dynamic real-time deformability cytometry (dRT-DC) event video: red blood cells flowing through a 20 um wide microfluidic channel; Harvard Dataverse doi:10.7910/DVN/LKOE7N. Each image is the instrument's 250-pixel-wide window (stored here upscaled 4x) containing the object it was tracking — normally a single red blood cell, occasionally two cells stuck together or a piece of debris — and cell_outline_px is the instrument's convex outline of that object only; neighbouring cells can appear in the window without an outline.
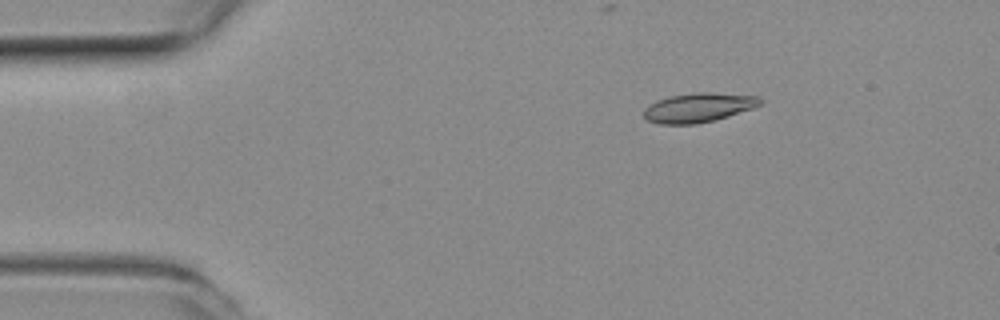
{"species": "common noctule bat (a hibernating species)", "species_latin": "Nyctalus noctula", "temperature_condition": "room temperature", "stored_images_in_passage": 52, "camera_frame_rate_fps": 3000, "um_per_image_px": 0.085, "animal": {"sex": "female", "body_mass_g": 19.3, "forearm_length_mm": 54.1}, "frame": {"image": 1, "passage_image": 8, "time_ms": 2.333, "image_size_px": [1000, 320], "cell_outline_px": [[764, 100], [760, 104], [752, 108], [728, 116], [696, 124], [656, 124], [648, 120], [644, 116], [644, 108], [648, 104], [656, 100], [672, 96], [692, 92], [708, 92], [760, 96]], "centroid_in_image_um": [59.35, 9.13], "position_along_channel_um": 25.7, "area_um2": 19.88}}
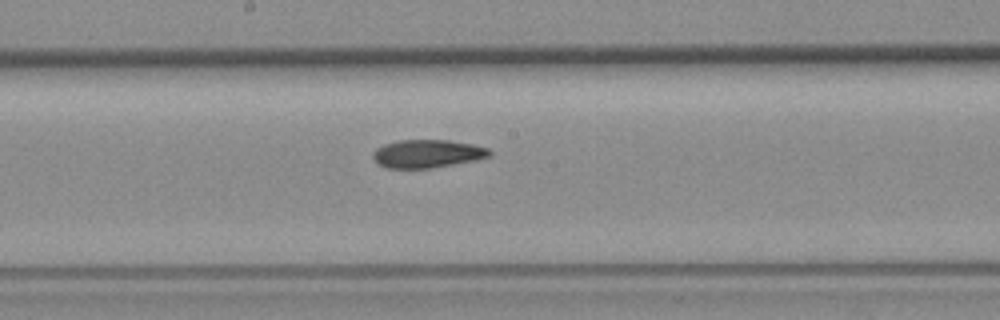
{"frame": {"image": 2, "passage_image": 27, "time_ms": 8.667, "image_size_px": [1000, 320], "cell_outline_px": [[492, 152], [488, 156], [472, 160], [452, 164], [428, 168], [384, 168], [376, 164], [372, 156], [372, 152], [376, 148], [384, 144], [400, 140], [448, 140], [472, 144], [488, 148]], "centroid_in_image_um": [36.24, 13.06], "position_along_channel_um": 212.0, "area_um2": 18.96}}
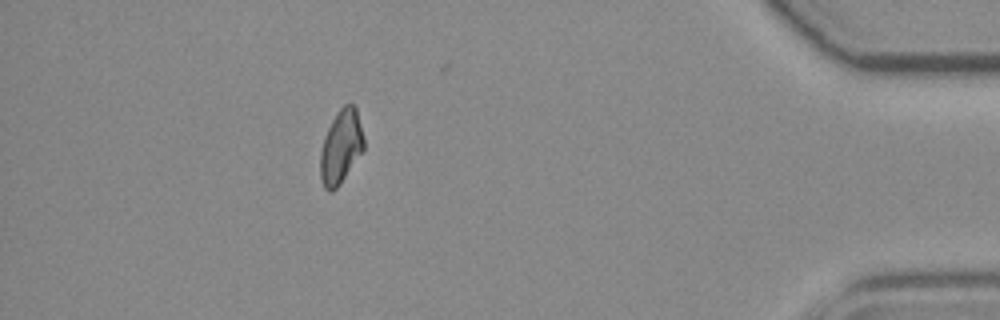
{"frame": {"image": 3, "passage_image": 46, "time_ms": 15.0, "image_size_px": [1000, 320], "cell_outline_px": [[364, 148], [340, 184], [332, 192], [328, 192], [324, 188], [320, 176], [320, 152], [324, 136], [336, 112], [344, 104], [352, 104], [356, 108], [364, 140]], "centroid_in_image_um": [28.95, 12.49], "position_along_channel_um": 406.2, "area_um2": 18.55}, "authors_computed_cell_mechanics": {"area_um2": 19.1896, "velocity_mm_per_s": 3.9381, "shape_relaxation_time_tau1_ms": null, "shape_relaxation_time_tau2_ms": 5.0501, "deformation_change_tau1": null, "deformation_change_tau2": 0.1027}}